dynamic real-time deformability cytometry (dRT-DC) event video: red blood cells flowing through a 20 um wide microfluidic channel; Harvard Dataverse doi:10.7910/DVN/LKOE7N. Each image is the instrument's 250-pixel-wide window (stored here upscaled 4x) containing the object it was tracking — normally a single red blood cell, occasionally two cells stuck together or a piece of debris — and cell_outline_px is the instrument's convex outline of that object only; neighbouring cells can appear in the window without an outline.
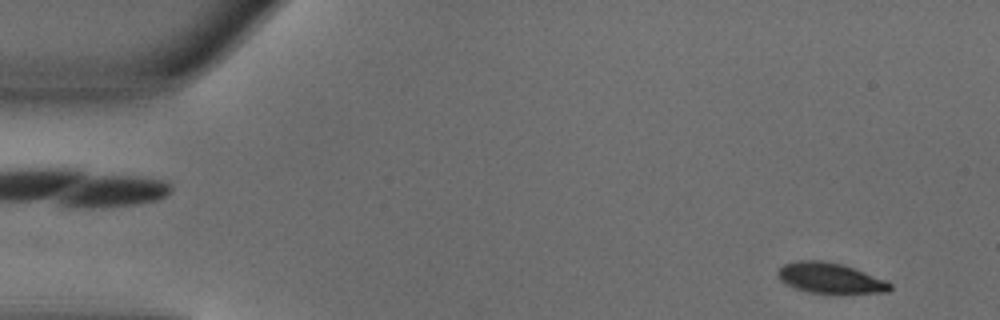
{"species": "common noctule bat (a hibernating species)", "species_latin": "Nyctalus noctula", "temperature_condition": "warm", "stored_images_in_passage": 28, "camera_frame_rate_fps": 3000, "um_per_image_px": 0.085, "animal": {"sex": "male", "body_mass_g": 18.8}, "frame": {"image": 1, "passage_image": 3, "time_ms": 0.667, "image_size_px": [1000, 320], "cell_outline_px": [[892, 288], [888, 292], [840, 296], [836, 296], [808, 292], [784, 284], [780, 280], [776, 272], [784, 264], [800, 260], [820, 260], [844, 264], [884, 280], [892, 284]], "centroid_in_image_um": [70.59, 23.69], "position_along_channel_um": 14.4, "area_um2": 20.75}}
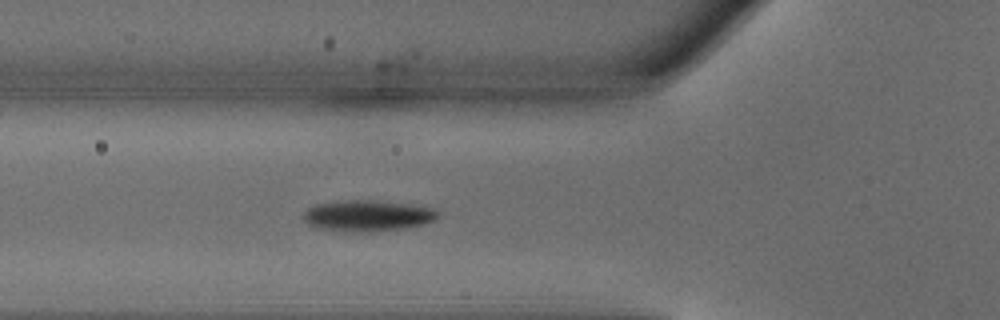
{"frame": {"image": 2, "passage_image": 17, "time_ms": 5.333, "image_size_px": [1000, 320], "cell_outline_px": [[440, 216], [436, 220], [424, 224], [404, 228], [368, 232], [364, 232], [316, 228], [308, 224], [304, 220], [304, 212], [308, 208], [316, 204], [348, 200], [372, 200], [436, 208], [440, 212]], "centroid_in_image_um": [31.29, 18.33], "position_along_channel_um": 94.5, "area_um2": 24.22}}
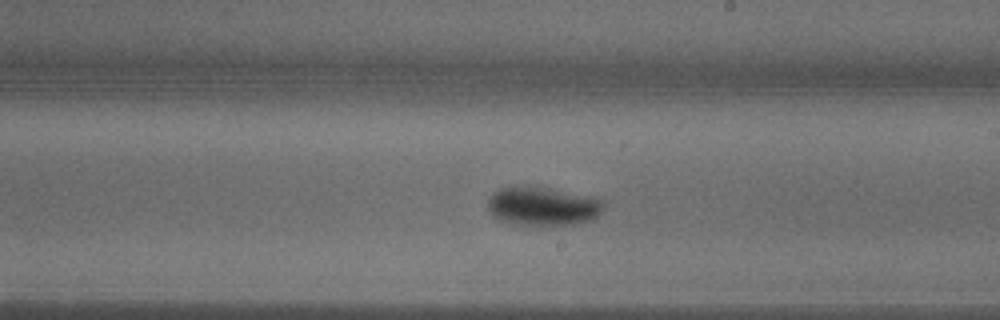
{"frame": {"image": 3, "passage_image": 28, "time_ms": 9.0, "image_size_px": [1000, 320], "cell_outline_px": [[604, 208], [592, 220], [572, 224], [512, 224], [496, 220], [492, 216], [488, 208], [488, 200], [492, 192], [500, 188], [512, 184], [536, 184], [596, 196], [604, 200]], "centroid_in_image_um": [46.11, 17.45], "position_along_channel_um": 242.9, "area_um2": 27.34}}